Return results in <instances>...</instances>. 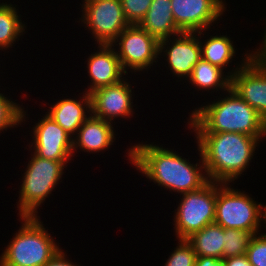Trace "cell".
<instances>
[{
  "instance_id": "1",
  "label": "cell",
  "mask_w": 266,
  "mask_h": 266,
  "mask_svg": "<svg viewBox=\"0 0 266 266\" xmlns=\"http://www.w3.org/2000/svg\"><path fill=\"white\" fill-rule=\"evenodd\" d=\"M196 148V154L199 155L196 163L189 162L190 158L181 156L174 148H166L156 142L144 143L143 140L131 144L125 150V157H128L127 160L137 172L142 173L141 176L145 175L161 189L163 187L164 190L181 195L199 190L209 182L198 144Z\"/></svg>"
},
{
  "instance_id": "2",
  "label": "cell",
  "mask_w": 266,
  "mask_h": 266,
  "mask_svg": "<svg viewBox=\"0 0 266 266\" xmlns=\"http://www.w3.org/2000/svg\"><path fill=\"white\" fill-rule=\"evenodd\" d=\"M193 134L209 181L219 183L235 184L234 181L242 177L251 166L250 163L257 154L255 151L263 142V139L234 132Z\"/></svg>"
},
{
  "instance_id": "3",
  "label": "cell",
  "mask_w": 266,
  "mask_h": 266,
  "mask_svg": "<svg viewBox=\"0 0 266 266\" xmlns=\"http://www.w3.org/2000/svg\"><path fill=\"white\" fill-rule=\"evenodd\" d=\"M222 94L189 112L187 129L191 133L234 132L263 139L264 119L259 113L231 87Z\"/></svg>"
},
{
  "instance_id": "4",
  "label": "cell",
  "mask_w": 266,
  "mask_h": 266,
  "mask_svg": "<svg viewBox=\"0 0 266 266\" xmlns=\"http://www.w3.org/2000/svg\"><path fill=\"white\" fill-rule=\"evenodd\" d=\"M18 220L21 225L2 250L0 266H44L63 248L40 216H21Z\"/></svg>"
},
{
  "instance_id": "5",
  "label": "cell",
  "mask_w": 266,
  "mask_h": 266,
  "mask_svg": "<svg viewBox=\"0 0 266 266\" xmlns=\"http://www.w3.org/2000/svg\"><path fill=\"white\" fill-rule=\"evenodd\" d=\"M31 152L24 173L21 174V185H19L17 210L18 216L38 217V209L52 192L62 182L65 169L71 161H53L43 159ZM32 156V157H31ZM65 168V169H64ZM61 180V181H60ZM56 187V188H55Z\"/></svg>"
},
{
  "instance_id": "6",
  "label": "cell",
  "mask_w": 266,
  "mask_h": 266,
  "mask_svg": "<svg viewBox=\"0 0 266 266\" xmlns=\"http://www.w3.org/2000/svg\"><path fill=\"white\" fill-rule=\"evenodd\" d=\"M216 199L217 182L214 181H209L199 190L180 195L177 208L172 211L177 240H186L215 222Z\"/></svg>"
},
{
  "instance_id": "7",
  "label": "cell",
  "mask_w": 266,
  "mask_h": 266,
  "mask_svg": "<svg viewBox=\"0 0 266 266\" xmlns=\"http://www.w3.org/2000/svg\"><path fill=\"white\" fill-rule=\"evenodd\" d=\"M217 182L215 224L223 228L260 233V205L246 191L233 184ZM247 193V194H246Z\"/></svg>"
},
{
  "instance_id": "8",
  "label": "cell",
  "mask_w": 266,
  "mask_h": 266,
  "mask_svg": "<svg viewBox=\"0 0 266 266\" xmlns=\"http://www.w3.org/2000/svg\"><path fill=\"white\" fill-rule=\"evenodd\" d=\"M111 45L127 74L145 73L159 61V40L139 25H129Z\"/></svg>"
},
{
  "instance_id": "9",
  "label": "cell",
  "mask_w": 266,
  "mask_h": 266,
  "mask_svg": "<svg viewBox=\"0 0 266 266\" xmlns=\"http://www.w3.org/2000/svg\"><path fill=\"white\" fill-rule=\"evenodd\" d=\"M83 24L96 44H111L130 24L127 22L120 0H82ZM90 31V32H89Z\"/></svg>"
},
{
  "instance_id": "10",
  "label": "cell",
  "mask_w": 266,
  "mask_h": 266,
  "mask_svg": "<svg viewBox=\"0 0 266 266\" xmlns=\"http://www.w3.org/2000/svg\"><path fill=\"white\" fill-rule=\"evenodd\" d=\"M161 58L166 62H160L162 67L165 64L166 69L169 68L167 69L170 71L168 75L172 74L173 78L177 77L176 82L184 80L186 83L193 67L202 58L198 32H182L177 36L160 40L159 59Z\"/></svg>"
},
{
  "instance_id": "11",
  "label": "cell",
  "mask_w": 266,
  "mask_h": 266,
  "mask_svg": "<svg viewBox=\"0 0 266 266\" xmlns=\"http://www.w3.org/2000/svg\"><path fill=\"white\" fill-rule=\"evenodd\" d=\"M29 131L32 152L43 159L71 161L73 159V138L46 113ZM32 133V134H31Z\"/></svg>"
},
{
  "instance_id": "12",
  "label": "cell",
  "mask_w": 266,
  "mask_h": 266,
  "mask_svg": "<svg viewBox=\"0 0 266 266\" xmlns=\"http://www.w3.org/2000/svg\"><path fill=\"white\" fill-rule=\"evenodd\" d=\"M226 6L225 0H171L175 24L187 33L213 29V24L229 11Z\"/></svg>"
},
{
  "instance_id": "13",
  "label": "cell",
  "mask_w": 266,
  "mask_h": 266,
  "mask_svg": "<svg viewBox=\"0 0 266 266\" xmlns=\"http://www.w3.org/2000/svg\"><path fill=\"white\" fill-rule=\"evenodd\" d=\"M128 78L130 76L118 83L98 88L90 93L93 116L115 124L114 120L119 118L128 120L127 118L134 117L136 110L133 106L137 105H133L135 93L132 87L134 86L130 84Z\"/></svg>"
},
{
  "instance_id": "14",
  "label": "cell",
  "mask_w": 266,
  "mask_h": 266,
  "mask_svg": "<svg viewBox=\"0 0 266 266\" xmlns=\"http://www.w3.org/2000/svg\"><path fill=\"white\" fill-rule=\"evenodd\" d=\"M230 87L266 119V61L249 59L231 77Z\"/></svg>"
},
{
  "instance_id": "15",
  "label": "cell",
  "mask_w": 266,
  "mask_h": 266,
  "mask_svg": "<svg viewBox=\"0 0 266 266\" xmlns=\"http://www.w3.org/2000/svg\"><path fill=\"white\" fill-rule=\"evenodd\" d=\"M85 71L88 73V80L84 92L90 94L94 90L118 83L127 74L120 63L115 48L111 44H98L97 50L88 54ZM90 84V85H89Z\"/></svg>"
},
{
  "instance_id": "16",
  "label": "cell",
  "mask_w": 266,
  "mask_h": 266,
  "mask_svg": "<svg viewBox=\"0 0 266 266\" xmlns=\"http://www.w3.org/2000/svg\"><path fill=\"white\" fill-rule=\"evenodd\" d=\"M114 124V125H113ZM115 123L97 118L92 114L80 126L73 138V157L77 152L97 154L114 145L118 132ZM117 134H116V133ZM80 151H79V150ZM76 152V153H75Z\"/></svg>"
},
{
  "instance_id": "17",
  "label": "cell",
  "mask_w": 266,
  "mask_h": 266,
  "mask_svg": "<svg viewBox=\"0 0 266 266\" xmlns=\"http://www.w3.org/2000/svg\"><path fill=\"white\" fill-rule=\"evenodd\" d=\"M206 33L210 34L209 29L198 32L202 59L220 67L221 69L225 70L230 77H232L250 59L249 51L247 50V53L245 51V53L242 54L241 57L243 58H241L242 60L240 61V63H234V66L236 68L231 67L233 68L231 70L230 66H232V60H235L234 58L237 54L236 51H238L235 48L236 46L233 40H231L230 36L224 34L221 35V33L220 35H218L219 33H213V35H207ZM227 67H229L230 69Z\"/></svg>"
},
{
  "instance_id": "18",
  "label": "cell",
  "mask_w": 266,
  "mask_h": 266,
  "mask_svg": "<svg viewBox=\"0 0 266 266\" xmlns=\"http://www.w3.org/2000/svg\"><path fill=\"white\" fill-rule=\"evenodd\" d=\"M79 94L83 95H76V98L75 96L74 98L69 96L64 98L60 97L62 99L51 103L47 112H44L72 137L77 133L84 121L92 114L90 94L84 91Z\"/></svg>"
},
{
  "instance_id": "19",
  "label": "cell",
  "mask_w": 266,
  "mask_h": 266,
  "mask_svg": "<svg viewBox=\"0 0 266 266\" xmlns=\"http://www.w3.org/2000/svg\"><path fill=\"white\" fill-rule=\"evenodd\" d=\"M139 26L159 41L182 33L174 21L171 0H153Z\"/></svg>"
},
{
  "instance_id": "20",
  "label": "cell",
  "mask_w": 266,
  "mask_h": 266,
  "mask_svg": "<svg viewBox=\"0 0 266 266\" xmlns=\"http://www.w3.org/2000/svg\"><path fill=\"white\" fill-rule=\"evenodd\" d=\"M187 82L194 86L196 91H202L201 95L207 91L204 93L206 96L210 91L209 95L215 92L217 94V91L218 94L227 91L231 85V77L220 67L201 58L193 67Z\"/></svg>"
},
{
  "instance_id": "21",
  "label": "cell",
  "mask_w": 266,
  "mask_h": 266,
  "mask_svg": "<svg viewBox=\"0 0 266 266\" xmlns=\"http://www.w3.org/2000/svg\"><path fill=\"white\" fill-rule=\"evenodd\" d=\"M186 241L192 246L197 257H214L223 259L225 228L215 223L205 226L192 234Z\"/></svg>"
},
{
  "instance_id": "22",
  "label": "cell",
  "mask_w": 266,
  "mask_h": 266,
  "mask_svg": "<svg viewBox=\"0 0 266 266\" xmlns=\"http://www.w3.org/2000/svg\"><path fill=\"white\" fill-rule=\"evenodd\" d=\"M16 7L11 2H0V50L4 52L13 48L27 30V23L22 22V15Z\"/></svg>"
},
{
  "instance_id": "23",
  "label": "cell",
  "mask_w": 266,
  "mask_h": 266,
  "mask_svg": "<svg viewBox=\"0 0 266 266\" xmlns=\"http://www.w3.org/2000/svg\"><path fill=\"white\" fill-rule=\"evenodd\" d=\"M1 90V89H0ZM6 96V97H5ZM10 96H7L0 91V134L8 129L12 130V128L22 127L21 125L26 122L28 119V111L20 103H16V100H12ZM27 116V117H26ZM20 125V126H19Z\"/></svg>"
},
{
  "instance_id": "24",
  "label": "cell",
  "mask_w": 266,
  "mask_h": 266,
  "mask_svg": "<svg viewBox=\"0 0 266 266\" xmlns=\"http://www.w3.org/2000/svg\"><path fill=\"white\" fill-rule=\"evenodd\" d=\"M254 234L240 229L225 228L223 259L246 254Z\"/></svg>"
},
{
  "instance_id": "25",
  "label": "cell",
  "mask_w": 266,
  "mask_h": 266,
  "mask_svg": "<svg viewBox=\"0 0 266 266\" xmlns=\"http://www.w3.org/2000/svg\"><path fill=\"white\" fill-rule=\"evenodd\" d=\"M164 266H195L197 255L186 240H178Z\"/></svg>"
},
{
  "instance_id": "26",
  "label": "cell",
  "mask_w": 266,
  "mask_h": 266,
  "mask_svg": "<svg viewBox=\"0 0 266 266\" xmlns=\"http://www.w3.org/2000/svg\"><path fill=\"white\" fill-rule=\"evenodd\" d=\"M153 0H120L122 10L130 25H139Z\"/></svg>"
},
{
  "instance_id": "27",
  "label": "cell",
  "mask_w": 266,
  "mask_h": 266,
  "mask_svg": "<svg viewBox=\"0 0 266 266\" xmlns=\"http://www.w3.org/2000/svg\"><path fill=\"white\" fill-rule=\"evenodd\" d=\"M246 256L253 266H266V235L258 233L252 236Z\"/></svg>"
},
{
  "instance_id": "28",
  "label": "cell",
  "mask_w": 266,
  "mask_h": 266,
  "mask_svg": "<svg viewBox=\"0 0 266 266\" xmlns=\"http://www.w3.org/2000/svg\"><path fill=\"white\" fill-rule=\"evenodd\" d=\"M67 256V253L61 249L44 266H81V264L78 265L74 262H71V260H69V257Z\"/></svg>"
},
{
  "instance_id": "29",
  "label": "cell",
  "mask_w": 266,
  "mask_h": 266,
  "mask_svg": "<svg viewBox=\"0 0 266 266\" xmlns=\"http://www.w3.org/2000/svg\"><path fill=\"white\" fill-rule=\"evenodd\" d=\"M265 24H266V20H265ZM264 33L262 36L263 41L261 42L260 46L256 49H249V56L251 60H255V61H266V25L264 27Z\"/></svg>"
},
{
  "instance_id": "30",
  "label": "cell",
  "mask_w": 266,
  "mask_h": 266,
  "mask_svg": "<svg viewBox=\"0 0 266 266\" xmlns=\"http://www.w3.org/2000/svg\"><path fill=\"white\" fill-rule=\"evenodd\" d=\"M195 266H225L224 259L214 257H197Z\"/></svg>"
},
{
  "instance_id": "31",
  "label": "cell",
  "mask_w": 266,
  "mask_h": 266,
  "mask_svg": "<svg viewBox=\"0 0 266 266\" xmlns=\"http://www.w3.org/2000/svg\"><path fill=\"white\" fill-rule=\"evenodd\" d=\"M225 266H253L246 254L234 256L230 258H224Z\"/></svg>"
},
{
  "instance_id": "32",
  "label": "cell",
  "mask_w": 266,
  "mask_h": 266,
  "mask_svg": "<svg viewBox=\"0 0 266 266\" xmlns=\"http://www.w3.org/2000/svg\"><path fill=\"white\" fill-rule=\"evenodd\" d=\"M262 226L266 229V205L262 204V202H261V205H260V229H259L260 232L262 231L261 230ZM259 234L266 235V233H264V232H261Z\"/></svg>"
},
{
  "instance_id": "33",
  "label": "cell",
  "mask_w": 266,
  "mask_h": 266,
  "mask_svg": "<svg viewBox=\"0 0 266 266\" xmlns=\"http://www.w3.org/2000/svg\"><path fill=\"white\" fill-rule=\"evenodd\" d=\"M266 139V119L264 120V134H263V141Z\"/></svg>"
}]
</instances>
